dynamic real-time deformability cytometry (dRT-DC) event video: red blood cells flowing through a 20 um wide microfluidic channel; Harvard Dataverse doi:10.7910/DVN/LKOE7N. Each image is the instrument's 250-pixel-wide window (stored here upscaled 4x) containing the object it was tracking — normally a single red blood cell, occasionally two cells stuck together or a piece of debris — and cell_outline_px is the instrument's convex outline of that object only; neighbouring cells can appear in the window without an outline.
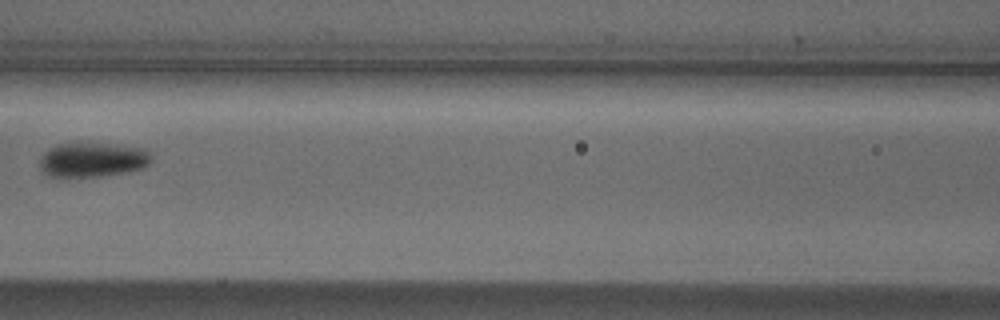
{"species": "Egyptian fruit bat (a non-hibernating species)", "species_latin": "Rousettus aegyptiacus", "temperature_condition": "cold", "stored_images_in_passage": 7, "camera_frame_rate_fps": 3000, "um_per_image_px": 0.085, "animal": {"sex": "male"}, "frame": {"image": 1, "passage_image": 6, "time_ms": 1.667, "image_size_px": [1000, 320], "cell_outline_px": [[152, 160], [148, 164], [140, 168], [128, 172], [100, 176], [48, 176], [40, 168], [40, 156], [48, 148], [56, 144], [80, 140], [144, 148], [152, 156]], "centroid_in_image_um": [7.83, 13.52], "position_along_channel_um": 158.8, "area_um2": 23.06}}
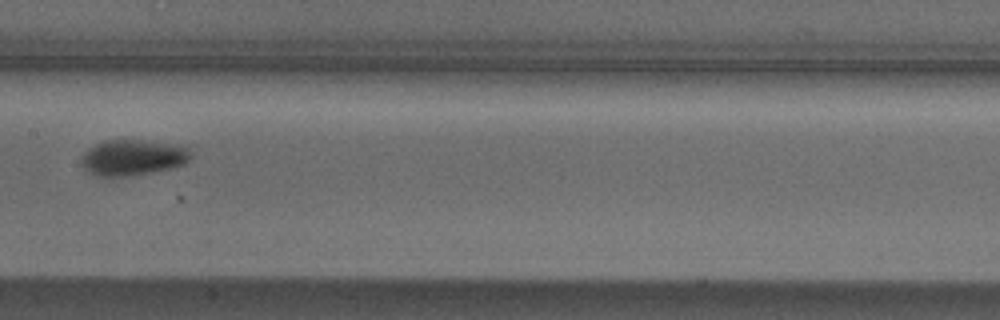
{"frame": {"image": 2, "passage_image": 7, "time_ms": 2.0, "image_size_px": [1000, 320], "cell_outline_px": [[192, 156], [184, 164], [172, 168], [152, 172], [120, 176], [96, 176], [88, 172], [80, 164], [84, 152], [88, 148], [104, 140], [140, 140], [168, 144], [188, 148]], "centroid_in_image_um": [11.24, 13.39], "position_along_channel_um": 196.2, "area_um2": 22.54}}